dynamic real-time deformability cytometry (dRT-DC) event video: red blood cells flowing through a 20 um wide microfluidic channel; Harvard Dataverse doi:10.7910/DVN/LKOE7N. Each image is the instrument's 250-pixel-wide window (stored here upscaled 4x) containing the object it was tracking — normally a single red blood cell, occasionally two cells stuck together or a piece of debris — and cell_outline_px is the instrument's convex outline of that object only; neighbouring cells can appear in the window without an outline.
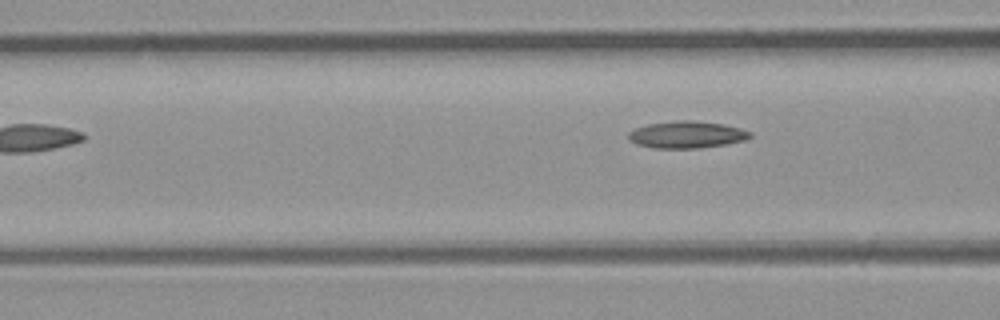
{"species": "common noctule bat (a hibernating species)", "species_latin": "Nyctalus noctula", "temperature_condition": "room temperature", "stored_images_in_passage": 5, "camera_frame_rate_fps": 3000, "um_per_image_px": 0.085, "animal": {"sex": "male", "body_mass_g": 23.1, "forearm_length_mm": 52.7}, "frame": {"image": 1, "passage_image": 4, "time_ms": 4.333, "image_size_px": [1000, 320], "cell_outline_px": [[752, 136], [744, 140], [724, 144], [696, 148], [652, 148], [636, 144], [628, 140], [628, 132], [636, 128], [648, 124], [676, 120], [692, 120], [724, 124], [740, 128], [752, 132]], "centroid_in_image_um": [58.35, 11.44], "position_along_channel_um": 108.3, "area_um2": 19.13}}
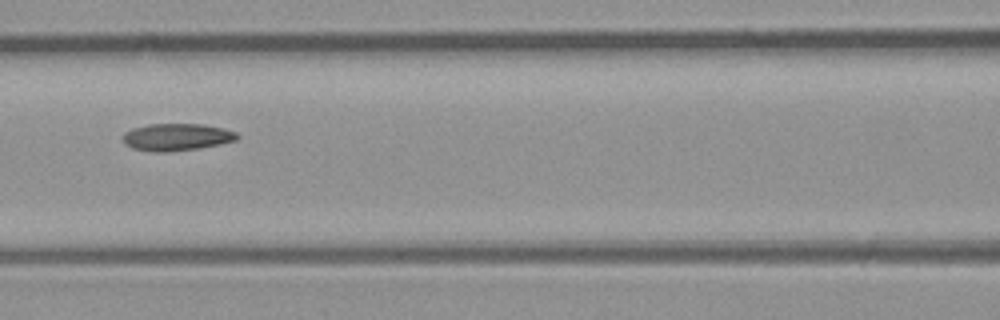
{"frame": {"image": 2, "passage_image": 5, "time_ms": 5.333, "image_size_px": [1000, 320], "cell_outline_px": [[240, 136], [236, 140], [220, 144], [200, 148], [168, 152], [152, 152], [132, 148], [124, 144], [124, 132], [132, 128], [148, 124], [204, 124], [224, 128], [236, 132]], "centroid_in_image_um": [15.02, 11.65], "position_along_channel_um": 151.6, "area_um2": 18.26}}